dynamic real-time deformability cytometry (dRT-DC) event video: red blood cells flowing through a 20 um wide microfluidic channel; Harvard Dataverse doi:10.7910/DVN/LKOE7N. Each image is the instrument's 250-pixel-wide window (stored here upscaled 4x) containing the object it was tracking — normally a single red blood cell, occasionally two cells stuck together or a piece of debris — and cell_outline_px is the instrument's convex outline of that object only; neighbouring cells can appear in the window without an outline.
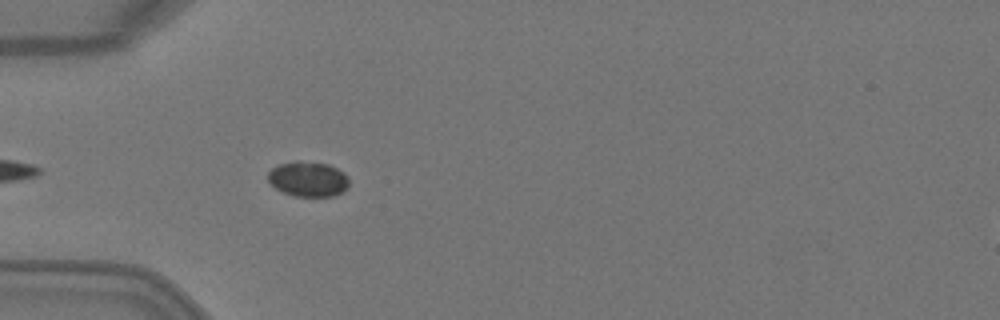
{"species": "Egyptian fruit bat (a non-hibernating species)", "species_latin": "Rousettus aegyptiacus", "temperature_condition": "warm", "stored_images_in_passage": 5, "camera_frame_rate_fps": 3000, "um_per_image_px": 0.085, "animal": {"sex": "female"}, "frame": {"image": 1, "passage_image": 5, "time_ms": 1.333, "image_size_px": [1000, 320], "cell_outline_px": [[348, 188], [336, 196], [292, 196], [276, 188], [268, 180], [268, 172], [272, 168], [280, 164], [296, 160], [300, 160], [328, 164], [344, 172], [348, 176]], "centroid_in_image_um": [26.21, 15.21], "position_along_channel_um": 58.8, "area_um2": 16.7}}